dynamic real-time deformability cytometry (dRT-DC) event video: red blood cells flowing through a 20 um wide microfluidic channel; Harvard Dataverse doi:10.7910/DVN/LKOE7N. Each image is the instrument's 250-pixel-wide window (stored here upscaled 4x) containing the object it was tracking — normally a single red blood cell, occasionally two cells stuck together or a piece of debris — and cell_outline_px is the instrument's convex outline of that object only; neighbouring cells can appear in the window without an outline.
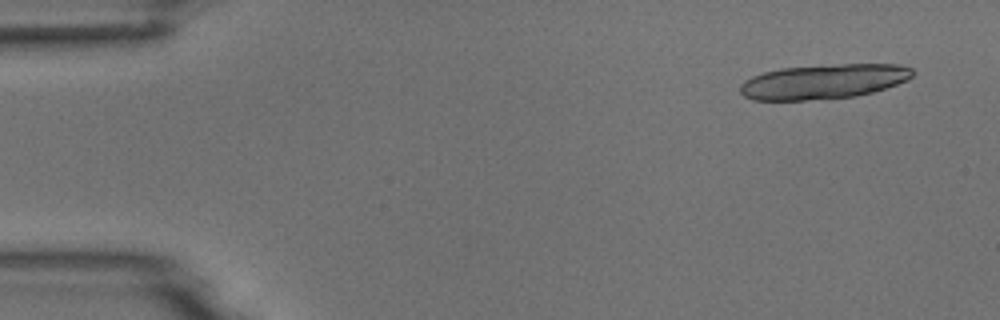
{"species": "common noctule bat (a hibernating species)", "species_latin": "Nyctalus noctula", "temperature_condition": "room temperature", "stored_images_in_passage": 5, "camera_frame_rate_fps": 3000, "um_per_image_px": 0.085, "animal": {"sex": "male", "body_mass_g": 18.8}, "frame": {"image": 1, "passage_image": 1, "time_ms": 0.0, "image_size_px": [1000, 320], "cell_outline_px": [[916, 72], [908, 80], [872, 92], [856, 96], [804, 100], [752, 100], [744, 96], [740, 92], [740, 84], [744, 80], [752, 76], [764, 72], [784, 68], [840, 64], [900, 64], [912, 68]], "centroid_in_image_um": [70.01, 6.93], "position_along_channel_um": 15.0, "area_um2": 34.8}}
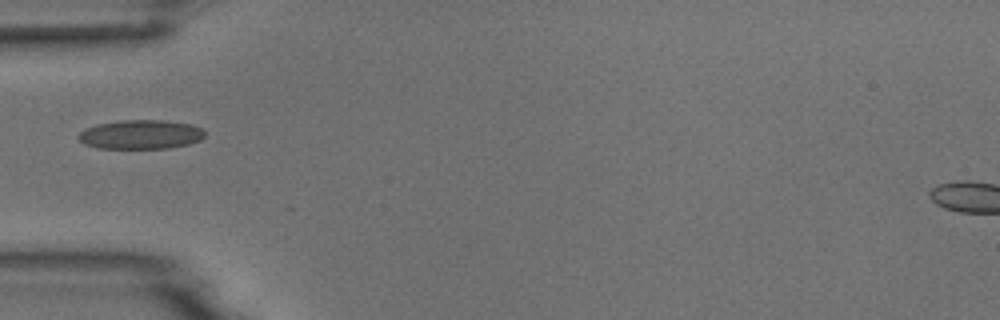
{"frame": {"image": 2, "passage_image": 5, "time_ms": 4.667, "image_size_px": [1000, 320], "cell_outline_px": [[204, 136], [200, 140], [188, 144], [168, 148], [96, 148], [84, 144], [76, 136], [84, 128], [96, 124], [124, 120], [164, 120], [192, 124], [204, 128]], "centroid_in_image_um": [11.95, 11.42], "position_along_channel_um": 73.0, "area_um2": 21.62}}